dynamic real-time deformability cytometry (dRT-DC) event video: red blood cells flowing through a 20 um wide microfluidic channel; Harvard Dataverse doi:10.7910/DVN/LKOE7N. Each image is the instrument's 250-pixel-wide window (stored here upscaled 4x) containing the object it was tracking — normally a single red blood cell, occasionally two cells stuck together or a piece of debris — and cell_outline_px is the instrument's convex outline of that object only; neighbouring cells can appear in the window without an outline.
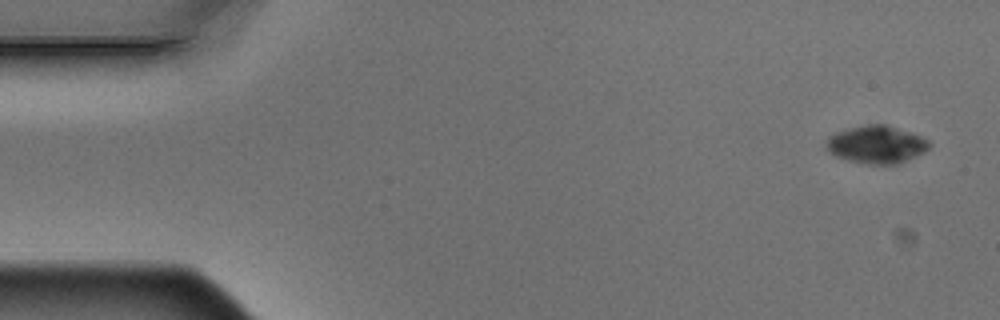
{"species": "Egyptian fruit bat (a non-hibernating species)", "species_latin": "Rousettus aegyptiacus", "temperature_condition": "warm", "stored_images_in_passage": 4, "camera_frame_rate_fps": 3000, "um_per_image_px": 0.085, "animal": {"sex": "male"}, "frame": {"image": 1, "passage_image": 1, "time_ms": 0.0, "image_size_px": [1000, 320], "cell_outline_px": [[932, 144], [924, 152], [916, 156], [896, 164], [868, 164], [836, 156], [828, 148], [828, 140], [836, 132], [848, 128], [868, 124], [884, 124], [912, 132], [924, 136]], "centroid_in_image_um": [74.59, 12.26], "position_along_channel_um": 10.4, "area_um2": 22.25}}
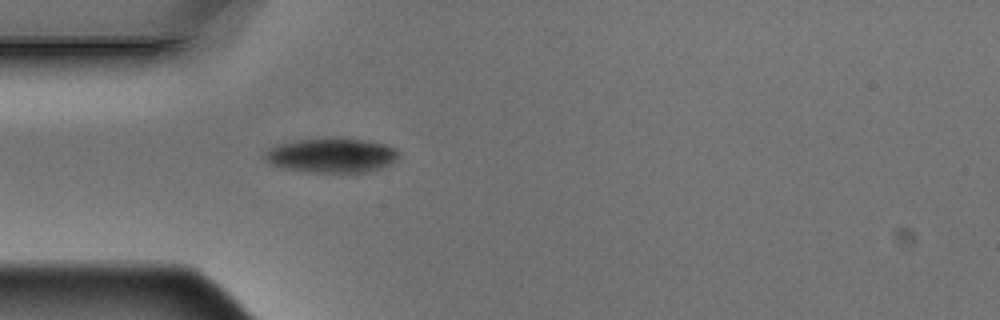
{"frame": {"image": 2, "passage_image": 4, "time_ms": 1.0, "image_size_px": [1000, 320], "cell_outline_px": [[400, 156], [392, 164], [372, 172], [312, 172], [284, 168], [272, 164], [264, 160], [264, 152], [268, 148], [276, 144], [300, 140], [332, 136], [340, 136], [364, 140], [384, 144], [396, 148], [400, 152]], "centroid_in_image_um": [28.22, 13.18], "position_along_channel_um": 56.8, "area_um2": 27.63}}